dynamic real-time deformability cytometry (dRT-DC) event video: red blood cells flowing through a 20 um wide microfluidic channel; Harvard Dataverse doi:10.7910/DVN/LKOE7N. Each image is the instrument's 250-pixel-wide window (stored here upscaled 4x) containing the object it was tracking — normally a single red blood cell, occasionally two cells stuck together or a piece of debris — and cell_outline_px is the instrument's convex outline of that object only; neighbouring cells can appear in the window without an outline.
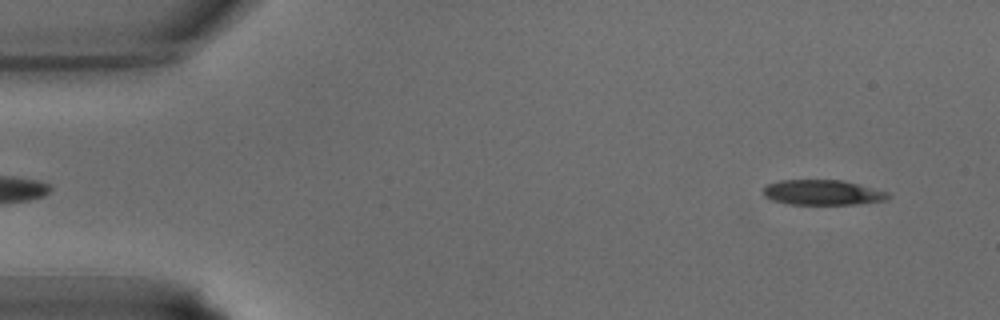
{"species": "common noctule bat (a hibernating species)", "species_latin": "Nyctalus noctula", "temperature_condition": "warm", "stored_images_in_passage": 35, "camera_frame_rate_fps": 3000, "um_per_image_px": 0.085, "animal": {"sex": "male", "body_mass_g": 15.6}, "frame": {"image": 1, "passage_image": 1, "time_ms": 0.0, "image_size_px": [1000, 320], "cell_outline_px": [[888, 196], [884, 200], [856, 204], [788, 204], [772, 200], [764, 196], [764, 188], [768, 184], [780, 180], [844, 180], [888, 192]], "centroid_in_image_um": [69.89, 16.35], "position_along_channel_um": 15.1, "area_um2": 18.09}}
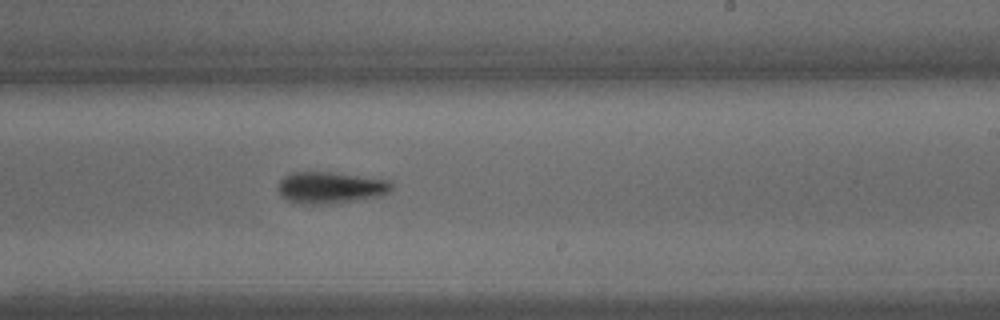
{"frame": {"image": 2, "passage_image": 20, "time_ms": 6.333, "image_size_px": [1000, 320], "cell_outline_px": [[392, 188], [388, 192], [380, 196], [356, 200], [328, 204], [312, 204], [284, 200], [280, 196], [276, 188], [280, 180], [284, 176], [292, 172], [328, 172], [388, 180], [392, 184]], "centroid_in_image_um": [28.02, 15.95], "position_along_channel_um": 261.0, "area_um2": 20.81}}
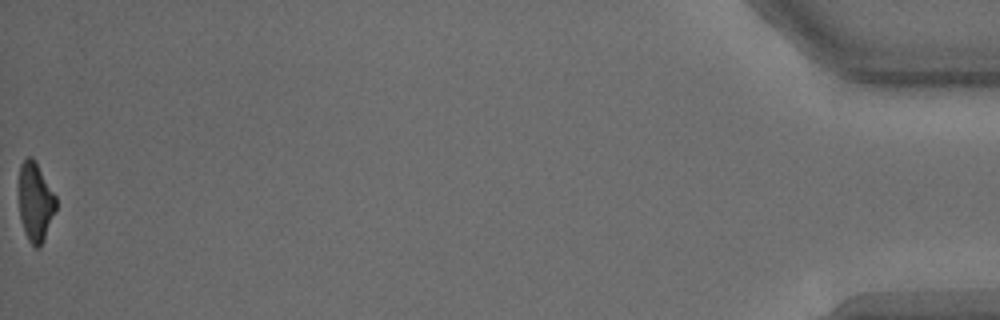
{"frame": {"image": 3, "passage_image": 35, "time_ms": 11.333, "image_size_px": [1000, 320], "cell_outline_px": [[56, 208], [44, 240], [36, 248], [28, 240], [24, 232], [20, 216], [20, 164], [28, 156], [32, 156], [56, 196]], "centroid_in_image_um": [3.01, 17.17], "position_along_channel_um": 432.2, "area_um2": 16.65}}